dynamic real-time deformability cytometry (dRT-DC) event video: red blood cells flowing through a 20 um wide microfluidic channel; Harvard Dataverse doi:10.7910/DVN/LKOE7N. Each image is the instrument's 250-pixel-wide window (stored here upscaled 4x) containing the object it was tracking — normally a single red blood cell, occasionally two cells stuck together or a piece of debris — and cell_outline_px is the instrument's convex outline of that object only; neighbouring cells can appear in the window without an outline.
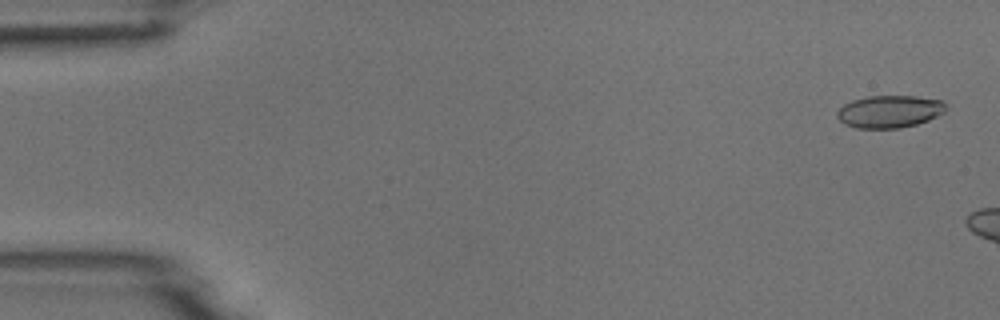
{"species": "common noctule bat (a hibernating species)", "species_latin": "Nyctalus noctula", "temperature_condition": "room temperature", "stored_images_in_passage": 7, "camera_frame_rate_fps": 3000, "um_per_image_px": 0.085, "animal": {"sex": "male", "body_mass_g": 18.8}, "frame": {"image": 1, "passage_image": 1, "time_ms": 0.0, "image_size_px": [1000, 320], "cell_outline_px": [[948, 108], [944, 112], [928, 120], [916, 124], [900, 128], [856, 128], [844, 124], [836, 116], [836, 112], [844, 104], [852, 100], [868, 96], [916, 96], [940, 100]], "centroid_in_image_um": [75.58, 9.48], "position_along_channel_um": 9.4, "area_um2": 20.52}}
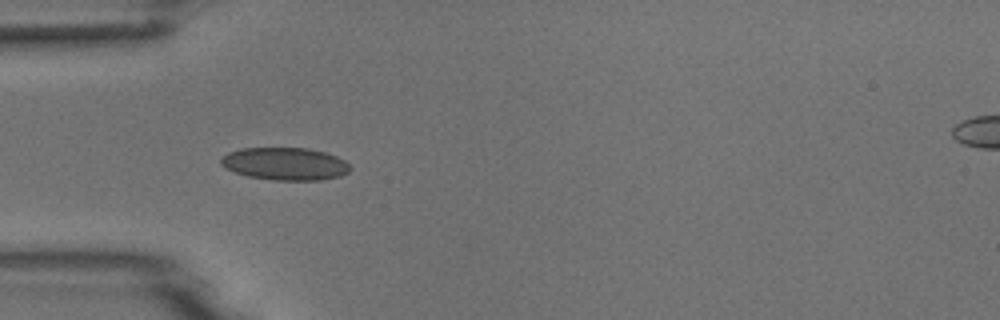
{"frame": {"image": 2, "passage_image": 6, "time_ms": 6.667, "image_size_px": [1000, 320], "cell_outline_px": [[352, 168], [348, 172], [340, 176], [320, 180], [272, 180], [248, 176], [232, 172], [224, 168], [220, 164], [220, 160], [228, 152], [240, 148], [308, 148], [324, 152], [336, 156], [344, 160]], "centroid_in_image_um": [24.2, 13.93], "position_along_channel_um": 60.8, "area_um2": 24.68}}
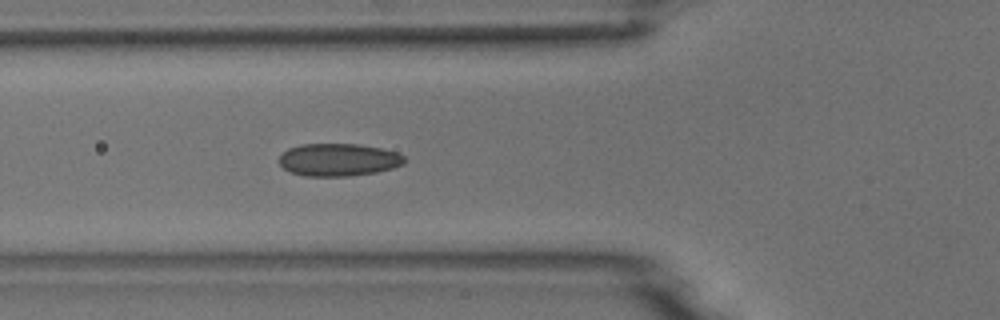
{"frame": {"image": 3, "passage_image": 7, "time_ms": 7.667, "image_size_px": [1000, 320], "cell_outline_px": [[408, 160], [404, 164], [392, 168], [376, 172], [348, 176], [304, 176], [292, 172], [284, 168], [280, 164], [280, 156], [288, 148], [300, 144], [360, 144], [380, 148], [396, 152], [404, 156]], "centroid_in_image_um": [28.8, 13.57], "position_along_channel_um": 97.0, "area_um2": 23.81}}